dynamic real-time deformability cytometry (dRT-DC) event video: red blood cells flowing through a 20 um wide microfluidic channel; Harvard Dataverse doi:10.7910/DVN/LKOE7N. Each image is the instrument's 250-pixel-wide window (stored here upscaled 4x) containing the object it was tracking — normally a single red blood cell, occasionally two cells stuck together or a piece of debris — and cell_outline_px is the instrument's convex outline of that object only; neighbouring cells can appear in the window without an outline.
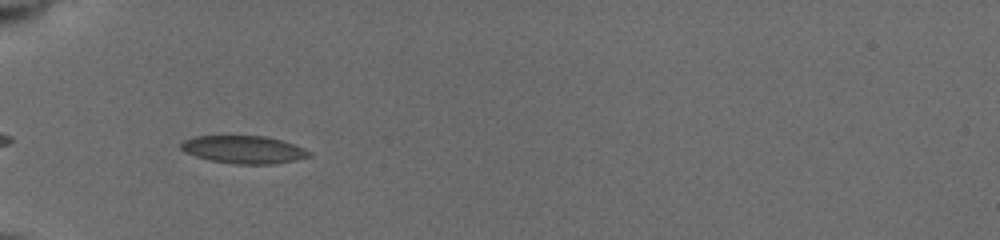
{"species": "common noctule bat (a hibernating species)", "species_latin": "Nyctalus noctula", "temperature_condition": "cold", "stored_images_in_passage": 28, "camera_frame_rate_fps": 3000, "um_per_image_px": 0.085, "animal": {"sex": "female", "body_mass_g": 19.5, "forearm_length_mm": 54.1}, "frame": {"image": 1, "passage_image": 1, "time_ms": 0.0, "image_size_px": [1000, 240], "cell_outline_px": [[312, 156], [272, 164], [236, 164], [212, 160], [196, 156], [180, 148], [180, 144], [184, 140], [192, 136], [264, 136], [280, 140], [304, 148], [312, 152]], "centroid_in_image_um": [20.72, 12.71], "position_along_channel_um": 64.3, "area_um2": 20.4}}
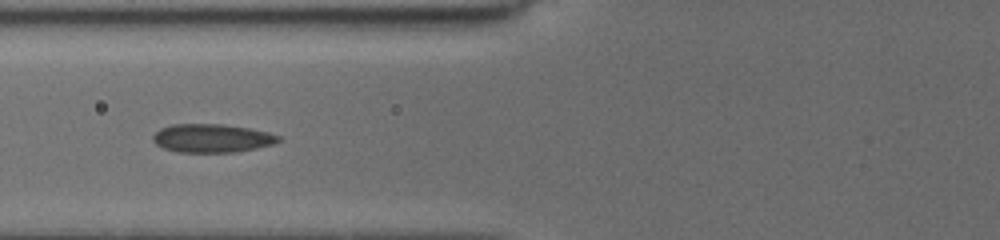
{"frame": {"image": 2, "passage_image": 4, "time_ms": 1.333, "image_size_px": [1000, 240], "cell_outline_px": [[280, 140], [272, 144], [256, 148], [236, 152], [176, 152], [164, 148], [156, 144], [152, 140], [152, 136], [160, 128], [172, 124], [224, 124], [252, 128], [268, 132], [280, 136]], "centroid_in_image_um": [18.0, 11.74], "position_along_channel_um": 107.8, "area_um2": 20.92}}
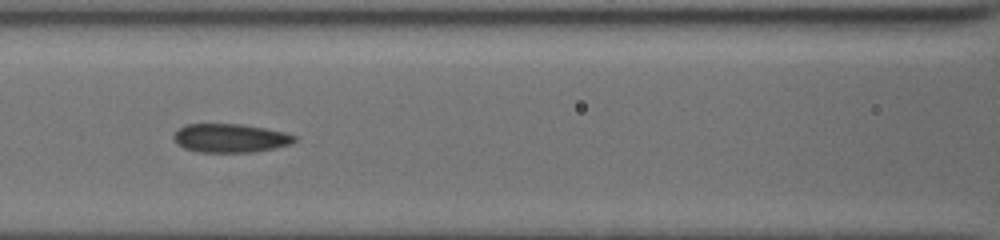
{"frame": {"image": 3, "passage_image": 7, "time_ms": 2.333, "image_size_px": [1000, 240], "cell_outline_px": [[296, 140], [292, 144], [252, 152], [196, 152], [184, 148], [172, 136], [184, 124], [244, 124], [284, 132], [296, 136]], "centroid_in_image_um": [19.58, 11.73], "position_along_channel_um": 147.0, "area_um2": 20.06}}